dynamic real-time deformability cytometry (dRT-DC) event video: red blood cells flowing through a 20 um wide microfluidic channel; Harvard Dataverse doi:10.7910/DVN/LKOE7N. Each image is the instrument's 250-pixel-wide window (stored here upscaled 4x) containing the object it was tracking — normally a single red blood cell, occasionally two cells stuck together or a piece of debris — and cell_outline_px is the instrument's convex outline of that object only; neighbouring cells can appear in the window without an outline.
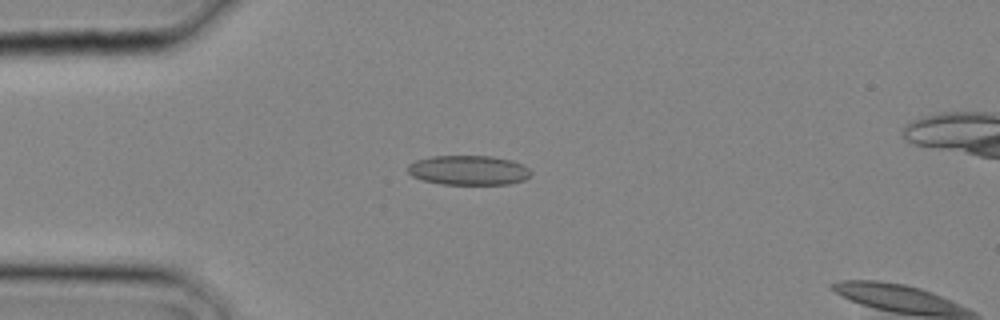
{"species": "common noctule bat (a hibernating species)", "species_latin": "Nyctalus noctula", "temperature_condition": "cold", "stored_images_in_passage": 9, "camera_frame_rate_fps": 3000, "um_per_image_px": 0.085, "animal": {"sex": "male", "body_mass_g": 20.4}, "frame": {"image": 1, "passage_image": 6, "time_ms": 1.667, "image_size_px": [1000, 320], "cell_outline_px": [[532, 172], [524, 180], [508, 184], [440, 184], [424, 180], [412, 176], [408, 172], [408, 164], [416, 160], [432, 156], [492, 156], [512, 160], [528, 168]], "centroid_in_image_um": [39.81, 14.46], "position_along_channel_um": 45.2, "area_um2": 21.15}}
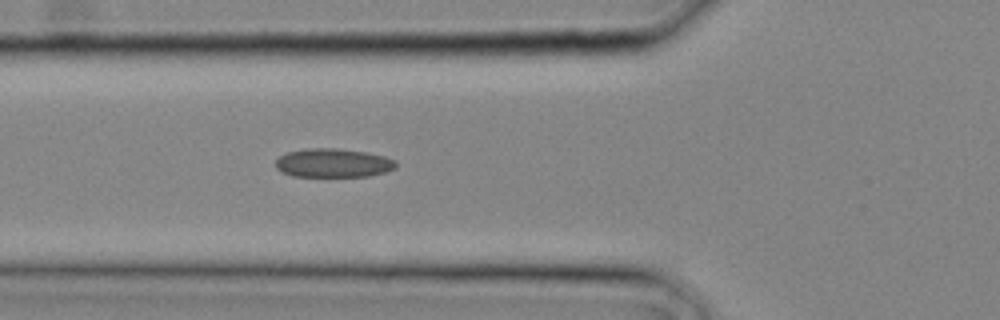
{"frame": {"image": 2, "passage_image": 9, "time_ms": 2.667, "image_size_px": [1000, 320], "cell_outline_px": [[396, 168], [384, 172], [368, 176], [292, 176], [280, 172], [276, 168], [276, 160], [280, 156], [288, 152], [308, 148], [336, 148], [364, 152], [384, 156], [396, 160]], "centroid_in_image_um": [28.3, 13.85], "position_along_channel_um": 97.5, "area_um2": 20.11}}